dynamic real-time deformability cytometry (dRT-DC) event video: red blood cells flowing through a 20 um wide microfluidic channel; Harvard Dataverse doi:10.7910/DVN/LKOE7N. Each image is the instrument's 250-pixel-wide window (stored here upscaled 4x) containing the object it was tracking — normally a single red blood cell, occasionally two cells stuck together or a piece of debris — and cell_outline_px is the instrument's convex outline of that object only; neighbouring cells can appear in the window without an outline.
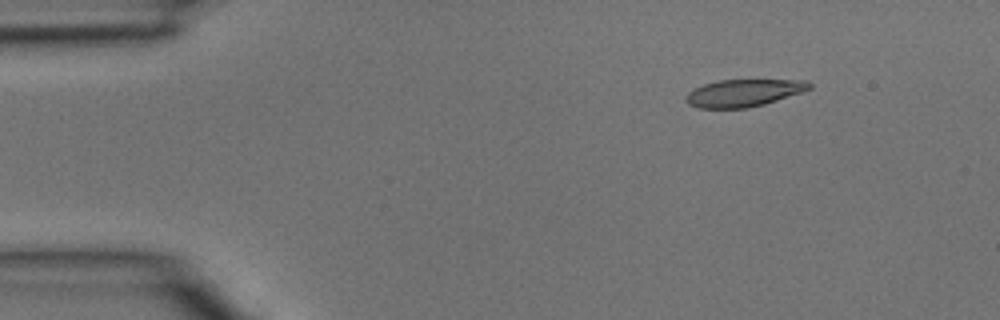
{"species": "common noctule bat (a hibernating species)", "species_latin": "Nyctalus noctula", "temperature_condition": "room temperature", "stored_images_in_passage": 4, "camera_frame_rate_fps": 3000, "um_per_image_px": 0.085, "animal": {"sex": "male", "body_mass_g": 15.6}, "frame": {"image": 1, "passage_image": 2, "time_ms": 0.333, "image_size_px": [1000, 320], "cell_outline_px": [[812, 88], [804, 92], [764, 104], [748, 108], [696, 108], [688, 104], [684, 100], [688, 92], [704, 84], [720, 80], [808, 80], [812, 84]], "centroid_in_image_um": [63.24, 7.9], "position_along_channel_um": 21.8, "area_um2": 19.77}}
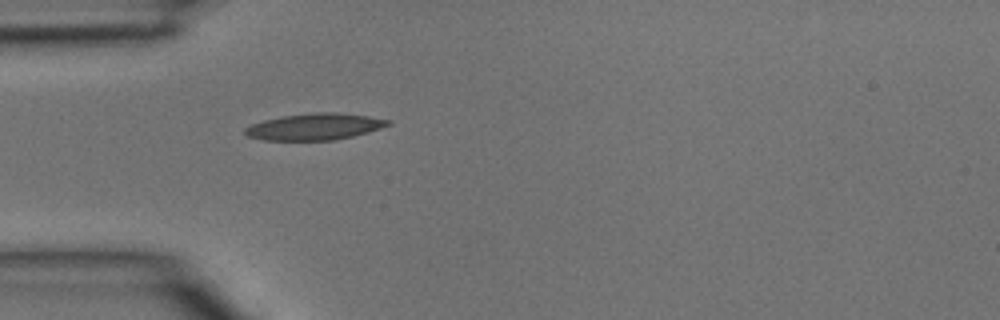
{"frame": {"image": 2, "passage_image": 4, "time_ms": 1.0, "image_size_px": [1000, 320], "cell_outline_px": [[392, 124], [368, 132], [352, 136], [332, 140], [264, 140], [248, 136], [244, 132], [244, 128], [252, 124], [264, 120], [284, 116], [316, 112], [332, 112], [368, 116], [392, 120]], "centroid_in_image_um": [26.76, 10.77], "position_along_channel_um": 58.2, "area_um2": 21.91}}